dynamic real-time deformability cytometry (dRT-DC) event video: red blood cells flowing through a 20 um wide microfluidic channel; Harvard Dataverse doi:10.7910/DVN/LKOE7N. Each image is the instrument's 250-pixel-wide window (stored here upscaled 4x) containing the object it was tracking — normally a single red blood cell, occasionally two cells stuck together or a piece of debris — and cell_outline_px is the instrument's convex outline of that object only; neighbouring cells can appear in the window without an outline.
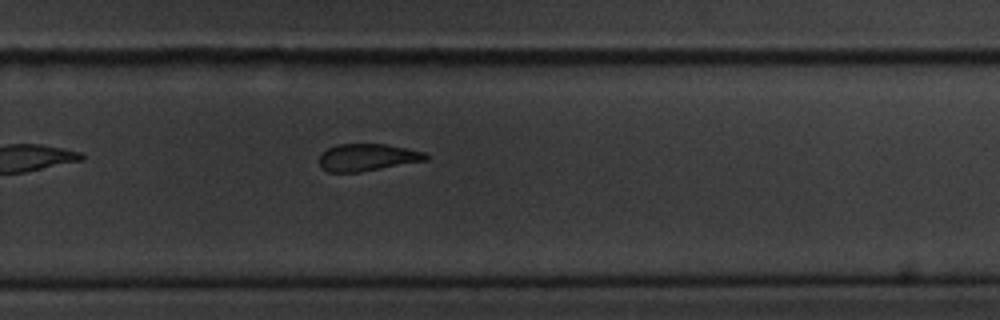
{"species": "common noctule bat (a hibernating species)", "species_latin": "Nyctalus noctula", "temperature_condition": "cold", "stored_images_in_passage": 11, "camera_frame_rate_fps": 3000, "um_per_image_px": 0.085, "animal": {"sex": "male", "body_mass_g": 20.1, "forearm_length_mm": 53.5}, "frame": {"image": 1, "passage_image": 11, "time_ms": 3.333, "image_size_px": [1000, 320], "cell_outline_px": [[428, 160], [360, 172], [328, 172], [320, 168], [320, 152], [336, 144], [384, 144], [424, 152], [428, 156]], "centroid_in_image_um": [31.18, 13.38], "position_along_channel_um": 298.6, "area_um2": 16.88}}